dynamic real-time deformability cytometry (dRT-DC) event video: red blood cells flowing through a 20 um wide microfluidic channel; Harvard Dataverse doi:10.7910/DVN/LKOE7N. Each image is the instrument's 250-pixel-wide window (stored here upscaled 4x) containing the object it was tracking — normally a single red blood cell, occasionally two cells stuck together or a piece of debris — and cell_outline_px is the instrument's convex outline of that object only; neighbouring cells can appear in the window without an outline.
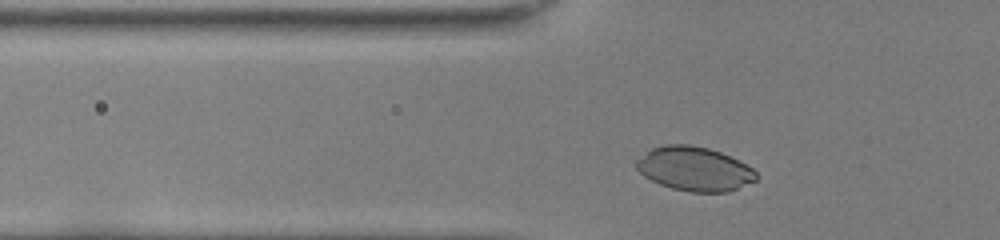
{"species": "common noctule bat (a hibernating species)", "species_latin": "Nyctalus noctula", "temperature_condition": "room temperature", "stored_images_in_passage": 31, "camera_frame_rate_fps": 3000, "um_per_image_px": 0.085, "animal": {"sex": "female", "body_mass_g": 22.0, "forearm_length_mm": 56.7}, "frame": {"image": 1, "passage_image": 4, "time_ms": 1.0, "image_size_px": [1000, 240], "cell_outline_px": [[760, 176], [756, 180], [728, 192], [688, 192], [672, 188], [660, 184], [644, 176], [636, 168], [636, 160], [652, 148], [668, 144], [688, 144], [708, 148], [732, 156], [752, 168]], "centroid_in_image_um": [59.05, 14.35], "position_along_channel_um": 66.7, "area_um2": 30.81}}
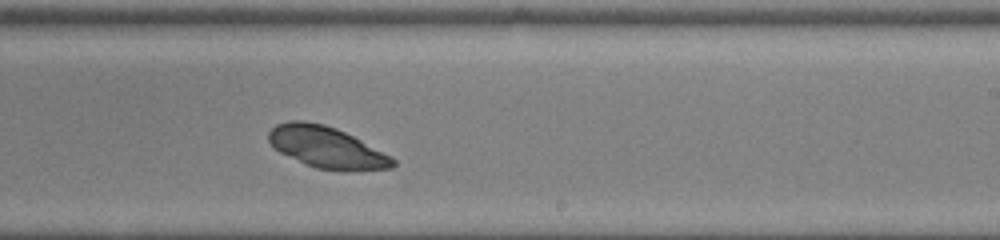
{"frame": {"image": 2, "passage_image": 19, "time_ms": 6.0, "image_size_px": [1000, 240], "cell_outline_px": [[396, 164], [392, 168], [316, 168], [280, 152], [268, 140], [268, 132], [276, 124], [288, 120], [304, 120], [324, 124], [336, 128], [392, 156], [396, 160]], "centroid_in_image_um": [27.71, 12.46], "position_along_channel_um": 261.3, "area_um2": 28.9}}
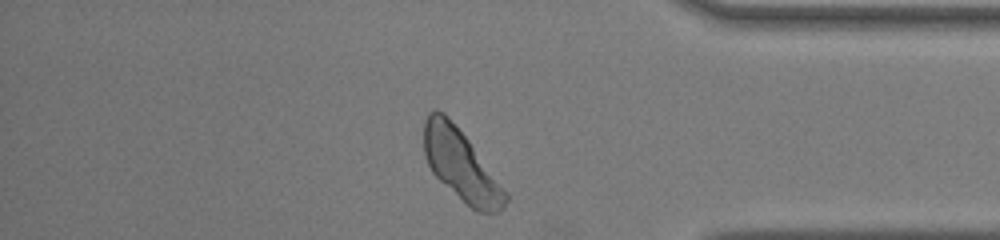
{"frame": {"image": 3, "passage_image": 30, "time_ms": 9.667, "image_size_px": [1000, 240], "cell_outline_px": [[508, 200], [504, 208], [496, 212], [480, 212], [472, 208], [440, 180], [432, 172], [428, 164], [424, 152], [424, 120], [428, 112], [436, 108], [444, 112], [468, 140], [508, 192]], "centroid_in_image_um": [39.19, 14.02], "position_along_channel_um": 396.0, "area_um2": 33.23}, "authors_computed_cell_mechanics": {"area_um2": 29.8248, "velocity_mm_per_s": 4.0111, "shape_relaxation_time_tau1_ms": 0.8418, "shape_relaxation_time_tau2_ms": null, "deformation_change_tau1": 0.0455, "deformation_change_tau2": null}}